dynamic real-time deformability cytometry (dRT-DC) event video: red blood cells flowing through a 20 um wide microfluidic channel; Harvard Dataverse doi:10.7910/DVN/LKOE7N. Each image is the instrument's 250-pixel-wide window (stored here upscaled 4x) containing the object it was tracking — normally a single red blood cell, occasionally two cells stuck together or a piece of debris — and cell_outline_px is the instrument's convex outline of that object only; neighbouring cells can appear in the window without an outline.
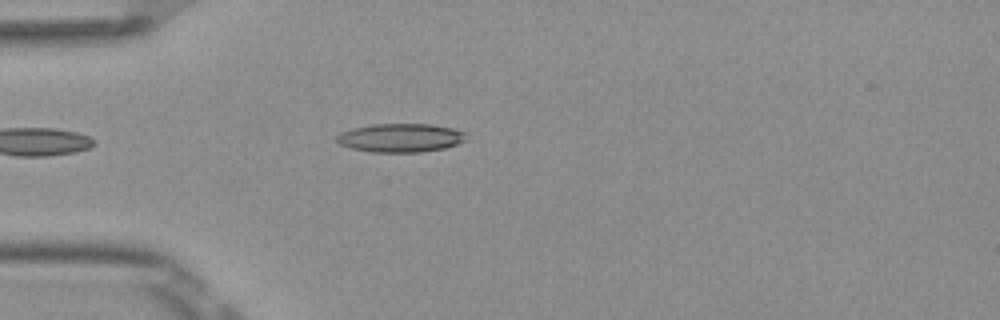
{"species": "Egyptian fruit bat (a non-hibernating species)", "species_latin": "Rousettus aegyptiacus", "temperature_condition": "room temperature", "stored_images_in_passage": 39, "camera_frame_rate_fps": 3000, "um_per_image_px": 0.085, "frame": {"image": 1, "passage_image": 5, "time_ms": 1.333, "image_size_px": [1000, 320], "cell_outline_px": [[468, 140], [444, 148], [420, 152], [372, 152], [352, 148], [340, 144], [336, 140], [336, 136], [340, 132], [352, 128], [372, 124], [428, 124], [452, 128], [464, 132]], "centroid_in_image_um": [34.03, 11.71], "position_along_channel_um": 51.0, "area_um2": 21.56}}
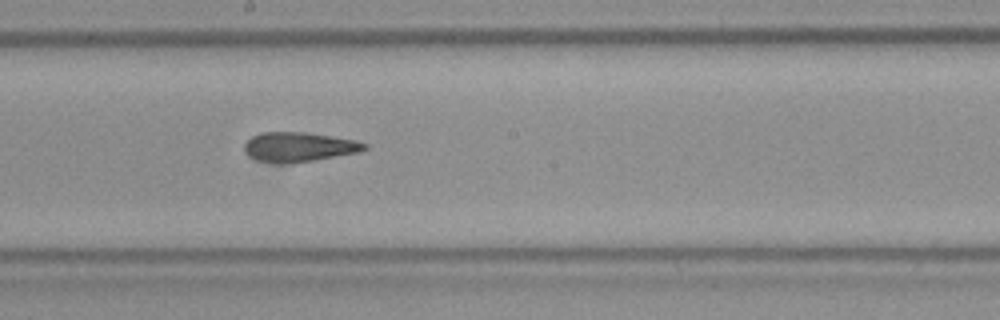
{"frame": {"image": 2, "passage_image": 19, "time_ms": 6.0, "image_size_px": [1000, 320], "cell_outline_px": [[368, 148], [360, 152], [312, 160], [280, 164], [256, 160], [248, 156], [244, 148], [244, 144], [252, 136], [260, 132], [304, 132], [356, 140], [368, 144]], "centroid_in_image_um": [25.39, 12.49], "position_along_channel_um": 222.8, "area_um2": 20.63}}
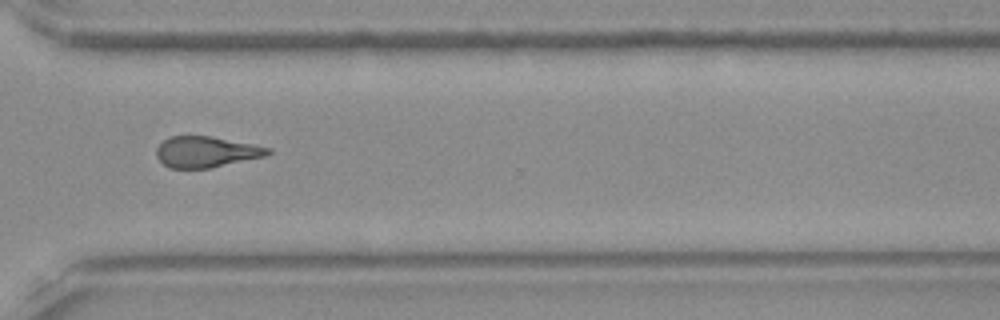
{"frame": {"image": 3, "passage_image": 29, "time_ms": 9.333, "image_size_px": [1000, 320], "cell_outline_px": [[272, 152], [264, 156], [208, 168], [172, 168], [164, 164], [156, 156], [156, 148], [168, 136], [212, 136], [272, 148]], "centroid_in_image_um": [17.51, 12.89], "position_along_channel_um": 353.1, "area_um2": 19.88}, "authors_computed_cell_mechanics": {"area_um2": 20.6924, "velocity_mm_per_s": 3.921, "shape_relaxation_time_tau1_ms": null, "shape_relaxation_time_tau2_ms": 3.0271, "deformation_change_tau1": null, "deformation_change_tau2": 0.1349}}